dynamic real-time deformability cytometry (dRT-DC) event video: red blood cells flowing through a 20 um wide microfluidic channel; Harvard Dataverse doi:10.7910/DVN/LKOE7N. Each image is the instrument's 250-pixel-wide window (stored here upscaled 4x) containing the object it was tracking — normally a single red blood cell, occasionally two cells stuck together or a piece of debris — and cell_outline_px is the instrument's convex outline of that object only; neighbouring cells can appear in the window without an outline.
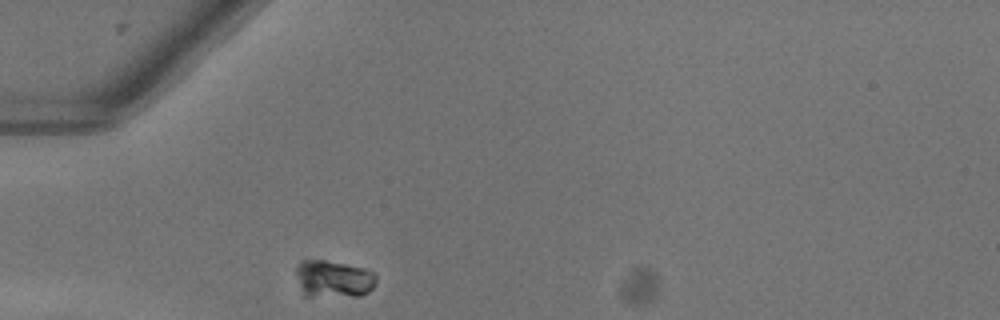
{"species": "common noctule bat (a hibernating species)", "species_latin": "Nyctalus noctula", "temperature_condition": "warm", "stored_images_in_passage": 37, "camera_frame_rate_fps": 3000, "um_per_image_px": 0.085, "animal": {"sex": "female"}, "frame": {"image": 1, "passage_image": 1, "time_ms": 0.0, "image_size_px": [1000, 320], "cell_outline_px": [[376, 280], [372, 288], [368, 292], [360, 296], [304, 296], [296, 276], [296, 268], [300, 260], [324, 260], [344, 264], [360, 268], [372, 272], [376, 276]], "centroid_in_image_um": [28.31, 23.72], "position_along_channel_um": 56.7, "area_um2": 17.22}}
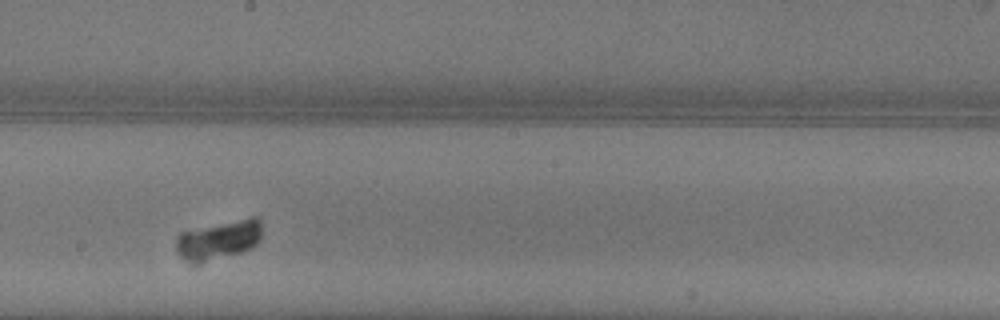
{"frame": {"image": 2, "passage_image": 15, "time_ms": 4.667, "image_size_px": [1000, 320], "cell_outline_px": [[260, 240], [252, 248], [240, 252], [200, 264], [192, 264], [184, 260], [176, 252], [176, 240], [180, 232], [252, 216], [256, 216], [260, 220]], "centroid_in_image_um": [18.56, 20.42], "position_along_channel_um": 229.6, "area_um2": 19.65}}
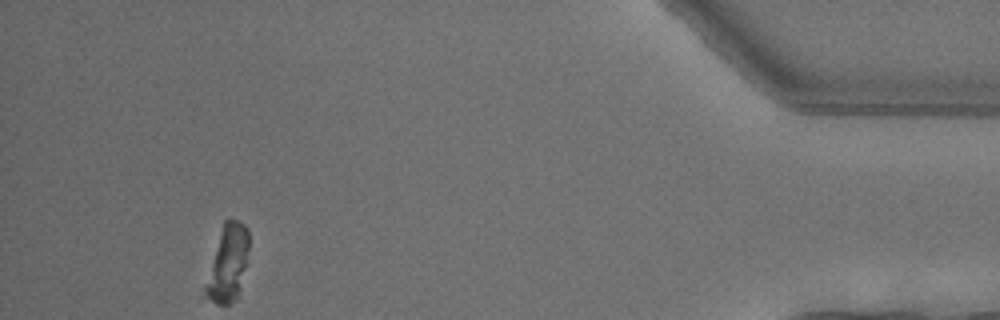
{"frame": {"image": 3, "passage_image": 34, "time_ms": 11.0, "image_size_px": [1000, 320], "cell_outline_px": [[248, 248], [244, 268], [236, 296], [228, 304], [216, 304], [204, 296], [204, 288], [224, 220], [236, 220], [244, 224], [248, 228]], "centroid_in_image_um": [19.34, 22.37], "position_along_channel_um": 415.9, "area_um2": 18.32}}